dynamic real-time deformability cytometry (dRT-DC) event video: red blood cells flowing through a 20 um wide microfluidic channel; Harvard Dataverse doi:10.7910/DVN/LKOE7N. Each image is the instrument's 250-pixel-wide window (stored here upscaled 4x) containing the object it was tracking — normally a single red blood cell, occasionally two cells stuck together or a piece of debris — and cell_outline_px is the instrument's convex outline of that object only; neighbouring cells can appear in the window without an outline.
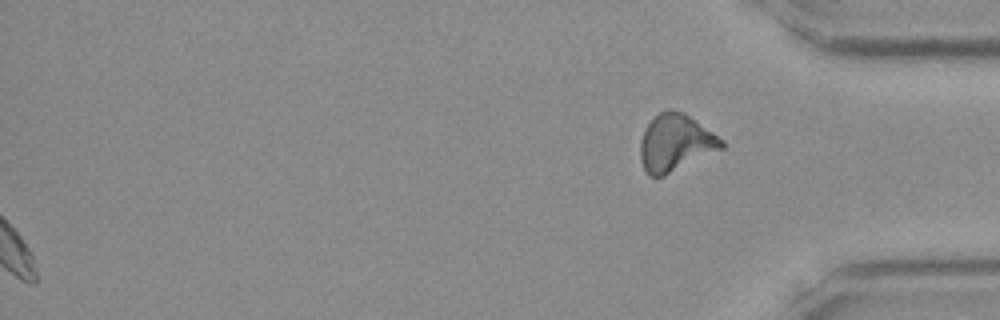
{"species": "Egyptian fruit bat (a non-hibernating species)", "species_latin": "Rousettus aegyptiacus", "temperature_condition": "room temperature", "stored_images_in_passage": 43, "segment_of_instrument_passage": [2, 2], "camera_frame_rate_fps": 3000, "um_per_image_px": 0.085, "frame": {"image": 1, "passage_image": 43, "time_ms": 14.0, "image_size_px": [1000, 320], "cell_outline_px": [[724, 148], [664, 176], [648, 176], [644, 168], [640, 156], [640, 140], [648, 124], [660, 112], [668, 108], [672, 108], [684, 112], [724, 140]], "centroid_in_image_um": [57.42, 12.13], "position_along_channel_um": 377.8, "area_um2": 26.93}}